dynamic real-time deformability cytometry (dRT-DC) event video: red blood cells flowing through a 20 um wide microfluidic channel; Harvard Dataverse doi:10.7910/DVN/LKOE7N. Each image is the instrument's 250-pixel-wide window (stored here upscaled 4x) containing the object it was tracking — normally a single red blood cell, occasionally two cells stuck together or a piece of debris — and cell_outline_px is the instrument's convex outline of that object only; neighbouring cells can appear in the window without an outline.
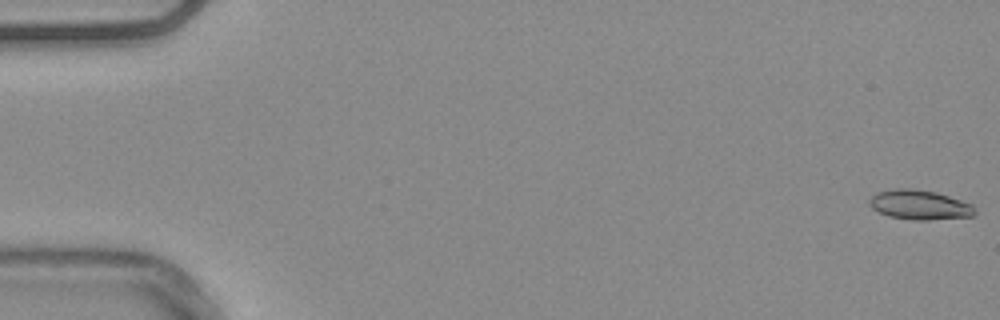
{"species": "common noctule bat (a hibernating species)", "species_latin": "Nyctalus noctula", "temperature_condition": "warm", "stored_images_in_passage": 56, "segment_of_instrument_passage": [1, 2], "camera_frame_rate_fps": 3000, "um_per_image_px": 0.085, "animal": {"sex": "male", "body_mass_g": 20.4}, "frame": {"image": 1, "passage_image": 1, "time_ms": 0.0, "image_size_px": [1000, 320], "cell_outline_px": [[976, 212], [972, 216], [928, 220], [912, 220], [888, 216], [872, 208], [868, 204], [868, 200], [876, 192], [892, 188], [912, 188], [936, 192], [972, 204]], "centroid_in_image_um": [78.12, 17.4], "position_along_channel_um": 6.9, "area_um2": 18.26}}
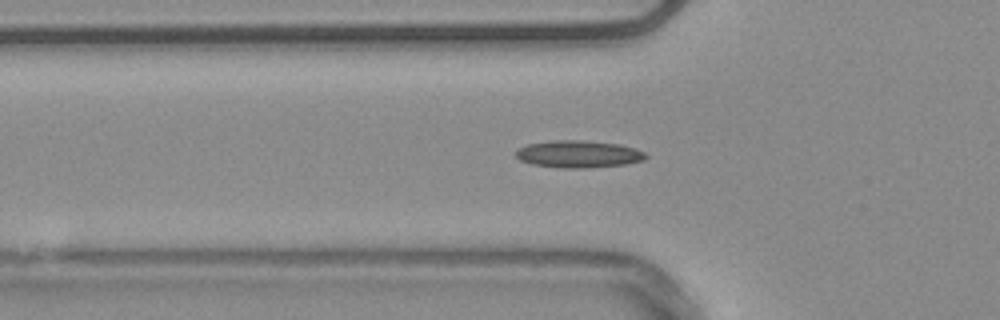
{"frame": {"image": 2, "passage_image": 19, "time_ms": 6.0, "image_size_px": [1000, 320], "cell_outline_px": [[648, 156], [644, 160], [624, 164], [588, 168], [560, 168], [532, 164], [520, 160], [516, 156], [516, 152], [520, 148], [528, 144], [556, 140], [580, 140], [620, 144], [644, 152]], "centroid_in_image_um": [49.17, 13.1], "position_along_channel_um": 76.6, "area_um2": 20.4}}
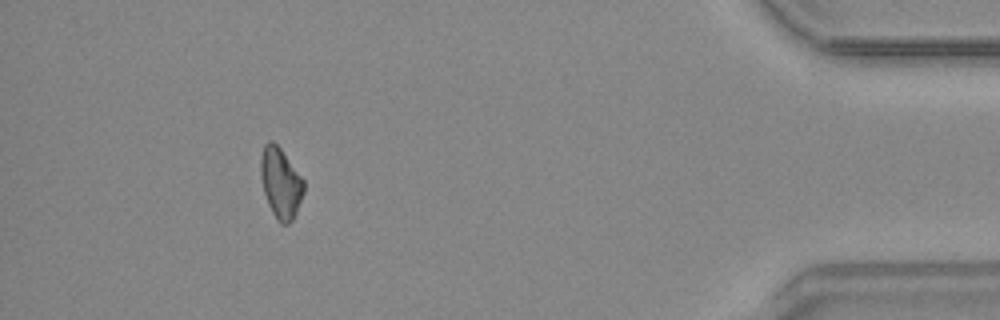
{"frame": {"image": 3, "passage_image": 50, "time_ms": 16.333, "image_size_px": [1000, 320], "cell_outline_px": [[304, 192], [296, 212], [292, 220], [288, 224], [280, 224], [276, 220], [268, 204], [264, 192], [260, 176], [260, 156], [264, 144], [268, 140], [272, 140], [280, 148], [304, 180]], "centroid_in_image_um": [23.83, 15.55], "position_along_channel_um": 411.4, "area_um2": 17.74}}